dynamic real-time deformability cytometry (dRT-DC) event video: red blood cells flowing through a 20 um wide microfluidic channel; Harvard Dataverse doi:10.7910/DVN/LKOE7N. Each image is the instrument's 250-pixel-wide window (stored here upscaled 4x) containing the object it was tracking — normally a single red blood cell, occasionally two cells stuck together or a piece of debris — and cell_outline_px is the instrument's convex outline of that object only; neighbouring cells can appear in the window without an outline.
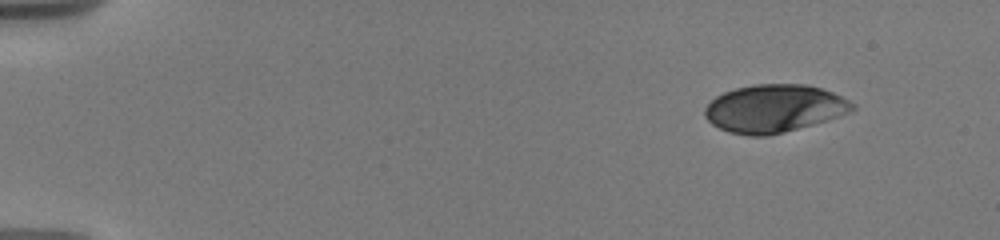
{"species": "human", "species_latin": "Homo sapiens", "temperature_condition": "warm", "stored_images_in_passage": 5, "camera_frame_rate_fps": 3000, "um_per_image_px": 0.085, "donor": {"sex": "male"}, "frame": {"image": 1, "passage_image": 1, "time_ms": 0.0, "image_size_px": [1000, 240], "cell_outline_px": [[856, 108], [852, 112], [840, 116], [784, 132], [768, 136], [748, 136], [728, 132], [712, 124], [704, 116], [704, 108], [716, 96], [724, 92], [736, 88], [752, 84], [808, 84], [832, 92], [856, 104]], "centroid_in_image_um": [65.8, 9.22], "position_along_channel_um": 19.2, "area_um2": 41.21}}